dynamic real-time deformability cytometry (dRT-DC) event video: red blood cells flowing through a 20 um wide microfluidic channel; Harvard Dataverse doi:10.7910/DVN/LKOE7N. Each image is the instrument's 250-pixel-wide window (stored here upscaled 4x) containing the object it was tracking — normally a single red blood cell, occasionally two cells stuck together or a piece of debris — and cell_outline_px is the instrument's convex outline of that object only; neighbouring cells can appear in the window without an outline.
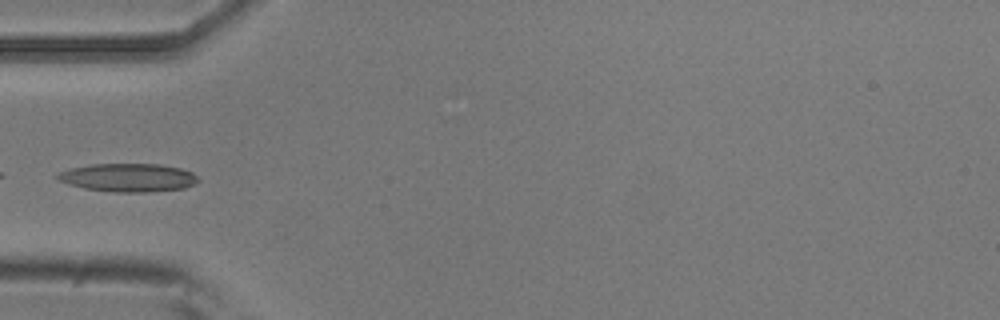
{"species": "common noctule bat (a hibernating species)", "species_latin": "Nyctalus noctula", "temperature_condition": "room temperature", "stored_images_in_passage": 5, "camera_frame_rate_fps": 3000, "um_per_image_px": 0.085, "animal": {"sex": "male", "body_mass_g": 20.5, "forearm_length_mm": 52.5}, "frame": {"image": 1, "passage_image": 4, "time_ms": 1.0, "image_size_px": [1000, 320], "cell_outline_px": [[200, 180], [196, 184], [184, 188], [148, 192], [112, 192], [84, 188], [68, 184], [60, 180], [56, 176], [56, 172], [72, 168], [92, 164], [160, 164], [180, 168], [192, 172]], "centroid_in_image_um": [10.91, 15.1], "position_along_channel_um": 74.1, "area_um2": 23.24}}
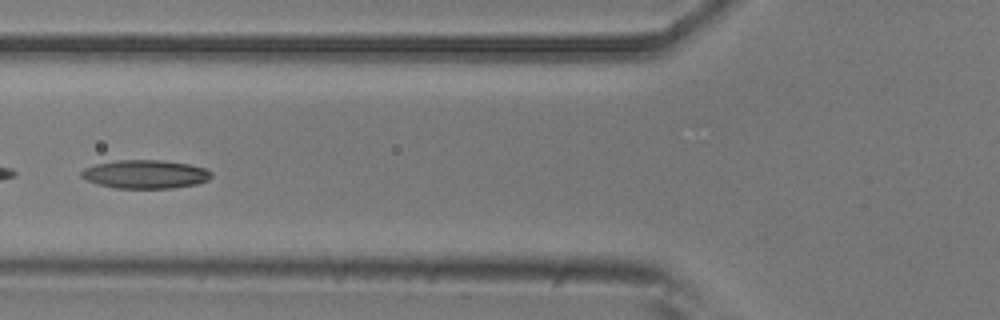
{"frame": {"image": 2, "passage_image": 5, "time_ms": 1.333, "image_size_px": [1000, 320], "cell_outline_px": [[212, 176], [208, 180], [196, 184], [172, 188], [116, 188], [96, 184], [80, 176], [80, 172], [84, 168], [96, 164], [116, 160], [160, 160], [188, 164], [204, 168], [212, 172]], "centroid_in_image_um": [12.33, 14.81], "position_along_channel_um": 113.5, "area_um2": 21.56}}